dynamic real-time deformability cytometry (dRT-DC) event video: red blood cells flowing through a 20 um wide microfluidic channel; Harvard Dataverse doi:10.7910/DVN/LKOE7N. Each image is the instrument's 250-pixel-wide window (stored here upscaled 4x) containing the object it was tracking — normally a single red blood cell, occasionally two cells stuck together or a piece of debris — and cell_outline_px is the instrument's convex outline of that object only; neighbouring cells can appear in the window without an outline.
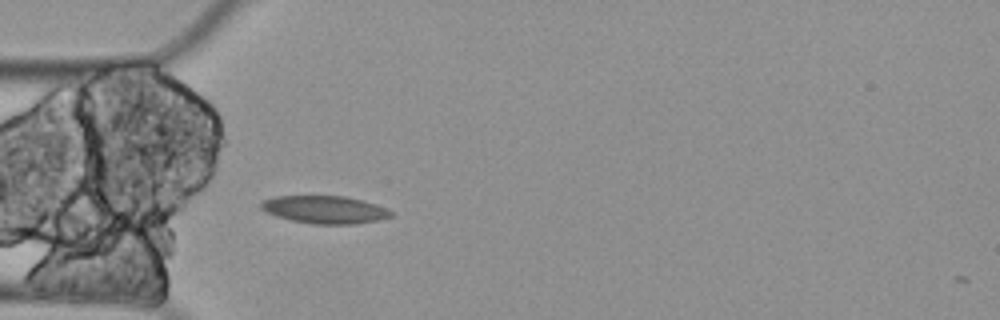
{"species": "Egyptian fruit bat (a non-hibernating species)", "species_latin": "Rousettus aegyptiacus", "temperature_condition": "cold", "stored_images_in_passage": 5, "camera_frame_rate_fps": 3000, "um_per_image_px": 0.085, "animal": {"sex": "female"}, "frame": {"image": 1, "passage_image": 5, "time_ms": 1.333, "image_size_px": [1000, 320], "cell_outline_px": [[392, 216], [380, 220], [356, 224], [312, 224], [292, 220], [276, 216], [260, 208], [260, 204], [264, 200], [272, 196], [344, 196], [376, 204], [392, 212]], "centroid_in_image_um": [27.59, 17.82], "position_along_channel_um": 57.4, "area_um2": 20.87}}